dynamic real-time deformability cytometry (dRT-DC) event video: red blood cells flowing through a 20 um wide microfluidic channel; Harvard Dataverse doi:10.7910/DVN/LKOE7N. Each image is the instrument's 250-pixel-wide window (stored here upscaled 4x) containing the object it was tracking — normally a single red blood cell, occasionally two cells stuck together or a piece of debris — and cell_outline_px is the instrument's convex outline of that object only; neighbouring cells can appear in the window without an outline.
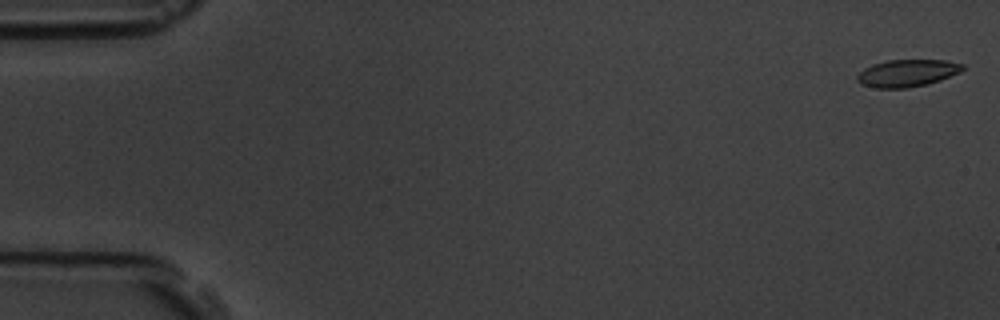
{"species": "common noctule bat (a hibernating species)", "species_latin": "Nyctalus noctula", "temperature_condition": "room temperature", "stored_images_in_passage": 56, "camera_frame_rate_fps": 3000, "um_per_image_px": 0.085, "animal": {"sex": "male", "body_mass_g": 19.5, "forearm_length_mm": 54.6}, "frame": {"image": 1, "passage_image": 1, "time_ms": 0.0, "image_size_px": [1000, 320], "cell_outline_px": [[964, 68], [960, 72], [940, 80], [928, 84], [908, 88], [876, 88], [860, 84], [856, 80], [856, 76], [864, 68], [872, 64], [888, 60], [944, 60], [964, 64]], "centroid_in_image_um": [77.09, 6.22], "position_along_channel_um": 7.9, "area_um2": 16.82}}
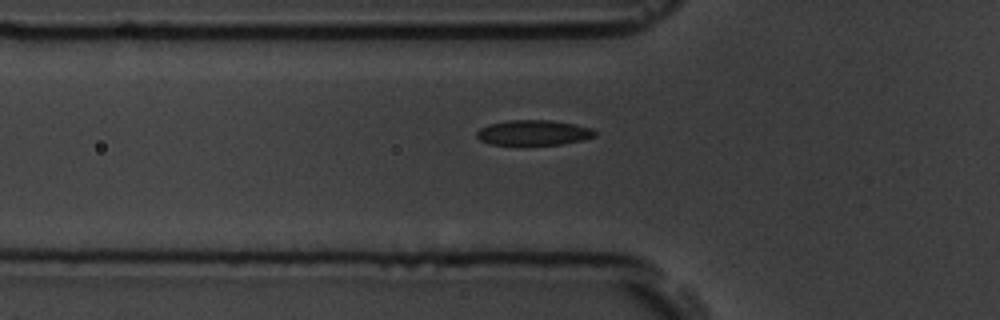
{"frame": {"image": 2, "passage_image": 19, "time_ms": 6.0, "image_size_px": [1000, 320], "cell_outline_px": [[596, 136], [584, 140], [560, 144], [492, 144], [480, 140], [476, 136], [476, 132], [480, 128], [488, 124], [508, 120], [552, 120], [576, 124], [592, 128], [596, 132]], "centroid_in_image_um": [45.37, 11.26], "position_along_channel_um": 80.4, "area_um2": 17.34}}
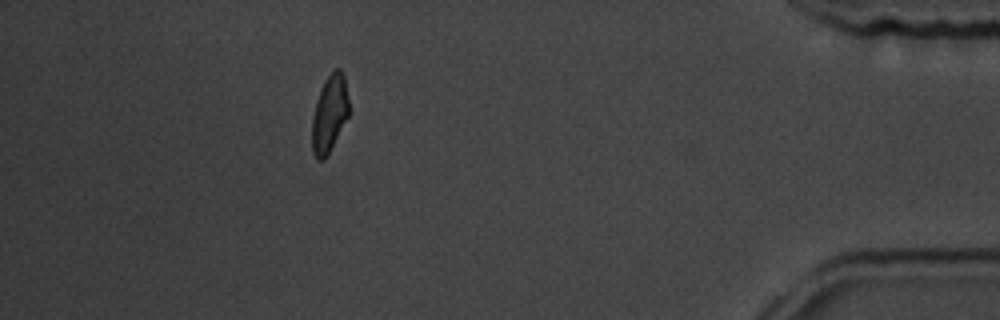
{"frame": {"image": 3, "passage_image": 50, "time_ms": 16.333, "image_size_px": [1000, 320], "cell_outline_px": [[348, 116], [324, 160], [316, 160], [312, 152], [312, 116], [316, 100], [320, 88], [324, 80], [336, 68], [340, 68], [344, 76], [348, 100]], "centroid_in_image_um": [27.97, 9.66], "position_along_channel_um": 407.2, "area_um2": 16.42}, "authors_computed_cell_mechanics": {"area_um2": 17.3978, "velocity_mm_per_s": 3.6588, "shape_relaxation_time_tau1_ms": 6.6123, "shape_relaxation_time_tau2_ms": 1.9089, "deformation_change_tau1": 0.1591, "deformation_change_tau2": 0.0634}}